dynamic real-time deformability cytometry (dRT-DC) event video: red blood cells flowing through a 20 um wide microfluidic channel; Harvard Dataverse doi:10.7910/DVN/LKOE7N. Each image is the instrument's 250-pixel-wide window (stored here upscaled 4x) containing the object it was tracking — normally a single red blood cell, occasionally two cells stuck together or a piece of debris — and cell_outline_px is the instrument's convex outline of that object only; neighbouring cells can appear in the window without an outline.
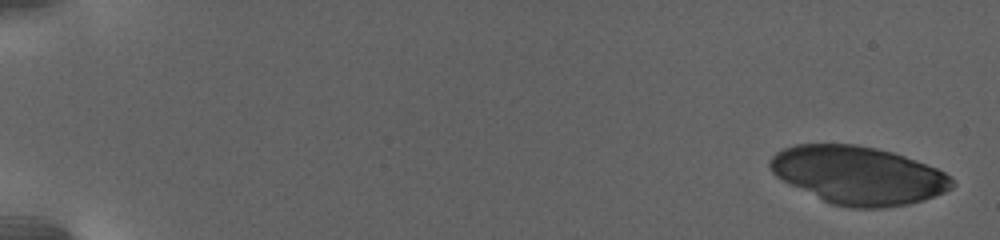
{"species": "human", "species_latin": "Homo sapiens", "temperature_condition": "warm", "stored_images_in_passage": 31, "camera_frame_rate_fps": 3000, "um_per_image_px": 0.085, "donor": {"sex": "female"}, "frame": {"image": 1, "passage_image": 1, "time_ms": 0.0, "image_size_px": [1000, 240], "cell_outline_px": [[956, 184], [952, 188], [944, 192], [924, 200], [908, 204], [884, 208], [848, 208], [832, 204], [776, 176], [772, 172], [768, 164], [768, 160], [776, 152], [784, 148], [796, 144], [856, 144], [876, 148], [892, 152], [916, 160], [936, 168], [944, 172]], "centroid_in_image_um": [72.96, 14.89], "position_along_channel_um": 12.0, "area_um2": 61.21}}
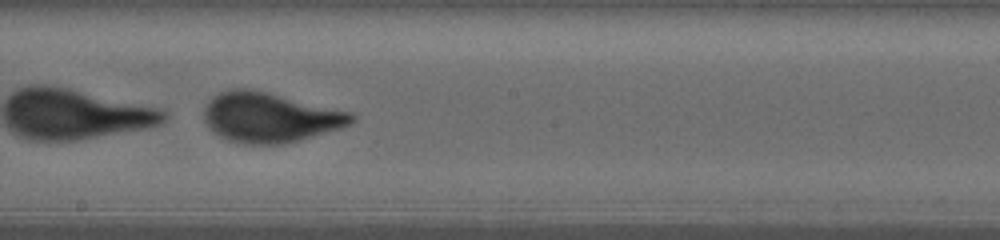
{"frame": {"image": 2, "passage_image": 21, "time_ms": 15.0, "image_size_px": [1000, 240], "cell_outline_px": [[356, 120], [352, 124], [340, 128], [284, 144], [248, 144], [228, 140], [220, 136], [204, 120], [204, 108], [208, 100], [212, 96], [220, 92], [232, 88], [252, 88], [352, 112], [356, 116]], "centroid_in_image_um": [22.95, 9.95], "position_along_channel_um": 225.2, "area_um2": 42.89}}
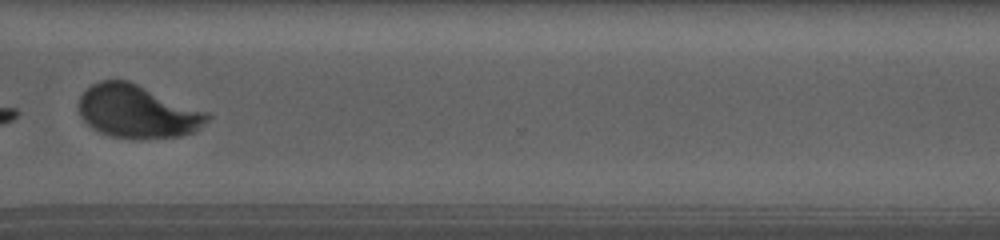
{"frame": {"image": 3, "passage_image": 27, "time_ms": 20.0, "image_size_px": [1000, 240], "cell_outline_px": [[212, 116], [196, 132], [180, 136], [140, 140], [112, 136], [100, 132], [92, 128], [80, 116], [80, 96], [92, 84], [100, 80], [128, 80], [208, 112]], "centroid_in_image_um": [11.71, 9.5], "position_along_channel_um": 358.9, "area_um2": 39.82}}